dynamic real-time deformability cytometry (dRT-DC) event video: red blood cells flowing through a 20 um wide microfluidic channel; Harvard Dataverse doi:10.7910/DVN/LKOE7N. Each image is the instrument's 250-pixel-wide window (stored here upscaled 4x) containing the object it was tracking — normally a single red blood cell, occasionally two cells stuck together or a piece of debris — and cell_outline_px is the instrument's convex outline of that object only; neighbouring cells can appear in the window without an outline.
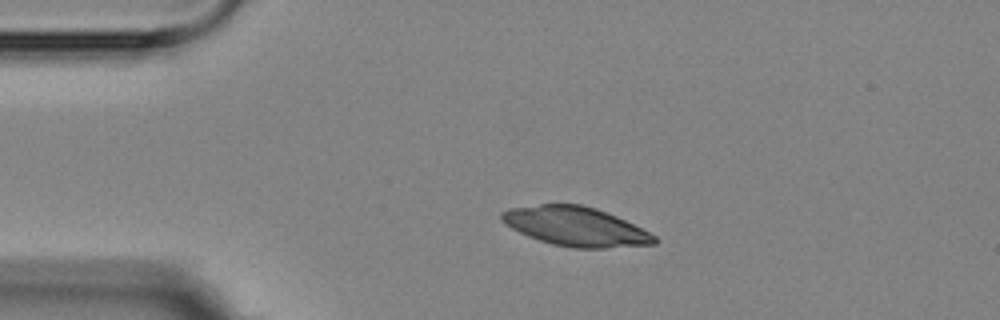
{"species": "Egyptian fruit bat (a non-hibernating species)", "species_latin": "Rousettus aegyptiacus", "temperature_condition": "room temperature", "stored_images_in_passage": 2, "camera_frame_rate_fps": 3000, "um_per_image_px": 0.085, "animal": {"sex": "female"}, "frame": {"image": 1, "passage_image": 1, "time_ms": 0.0, "image_size_px": [1000, 320], "cell_outline_px": [[656, 244], [604, 248], [572, 248], [552, 244], [528, 236], [504, 224], [500, 220], [500, 212], [508, 208], [540, 204], [580, 204], [596, 208], [616, 216], [656, 236]], "centroid_in_image_um": [48.88, 19.24], "position_along_channel_um": 36.1, "area_um2": 34.74}}